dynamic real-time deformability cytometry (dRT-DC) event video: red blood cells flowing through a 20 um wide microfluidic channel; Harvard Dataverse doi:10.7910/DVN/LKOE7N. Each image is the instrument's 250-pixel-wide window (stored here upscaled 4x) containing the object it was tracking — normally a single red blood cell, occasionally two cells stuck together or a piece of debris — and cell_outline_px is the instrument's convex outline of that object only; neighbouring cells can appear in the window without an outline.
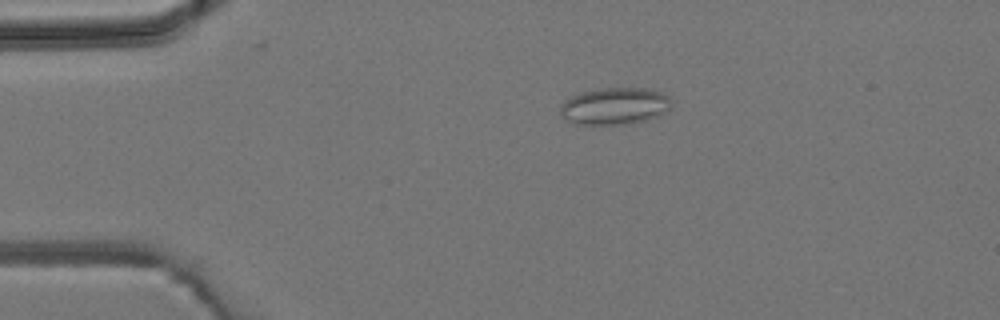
{"species": "common noctule bat (a hibernating species)", "species_latin": "Nyctalus noctula", "temperature_condition": "room temperature", "stored_images_in_passage": 3, "camera_frame_rate_fps": 3000, "um_per_image_px": 0.085, "animal": {"sex": "male", "body_mass_g": 19.2, "forearm_length_mm": 51.8}, "frame": {"image": 1, "passage_image": 1, "time_ms": 0.0, "image_size_px": [1000, 320], "cell_outline_px": [[672, 104], [664, 112], [656, 116], [644, 120], [624, 124], [572, 124], [560, 116], [560, 104], [564, 100], [580, 92], [600, 88], [648, 88], [660, 92], [668, 96], [672, 100]], "centroid_in_image_um": [52.19, 9.01], "position_along_channel_um": 32.8, "area_um2": 24.04}}